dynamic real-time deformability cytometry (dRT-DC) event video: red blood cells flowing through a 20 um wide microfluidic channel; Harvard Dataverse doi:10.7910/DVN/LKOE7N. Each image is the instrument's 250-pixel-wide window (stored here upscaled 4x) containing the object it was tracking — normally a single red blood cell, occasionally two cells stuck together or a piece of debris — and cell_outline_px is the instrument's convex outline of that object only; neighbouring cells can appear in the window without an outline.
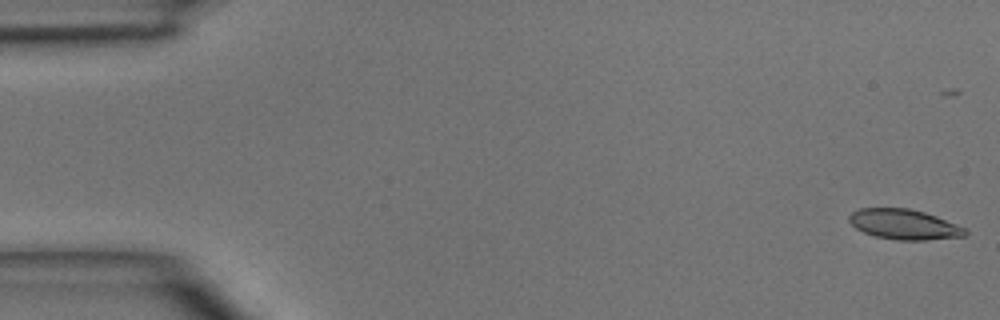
{"species": "common noctule bat (a hibernating species)", "species_latin": "Nyctalus noctula", "temperature_condition": "room temperature", "stored_images_in_passage": 5, "camera_frame_rate_fps": 3000, "um_per_image_px": 0.085, "animal": {"sex": "male", "body_mass_g": 15.6}, "frame": {"image": 1, "passage_image": 1, "time_ms": 0.0, "image_size_px": [1000, 320], "cell_outline_px": [[968, 232], [964, 236], [924, 240], [896, 240], [876, 236], [864, 232], [856, 228], [848, 220], [848, 216], [852, 212], [860, 208], [908, 208], [924, 212], [936, 216], [956, 224], [964, 228]], "centroid_in_image_um": [76.83, 19.07], "position_along_channel_um": 8.2, "area_um2": 20.23}}
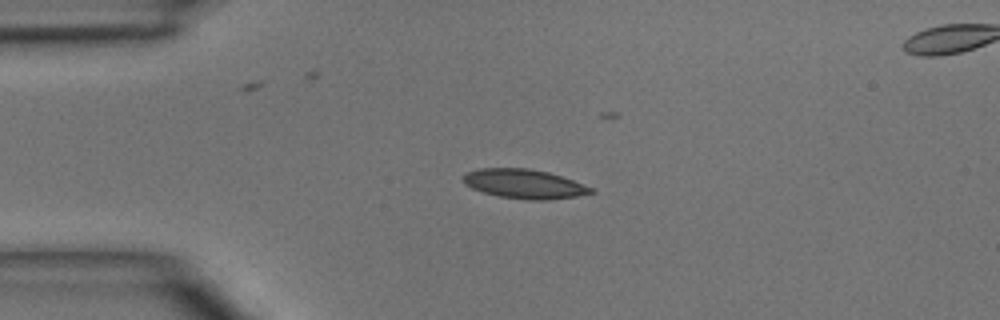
{"frame": {"image": 2, "passage_image": 4, "time_ms": 3.333, "image_size_px": [1000, 320], "cell_outline_px": [[596, 192], [576, 196], [548, 200], [528, 200], [500, 196], [484, 192], [472, 188], [464, 184], [464, 172], [480, 168], [528, 168], [548, 172], [572, 180], [592, 188]], "centroid_in_image_um": [44.54, 15.63], "position_along_channel_um": 40.5, "area_um2": 21.62}}